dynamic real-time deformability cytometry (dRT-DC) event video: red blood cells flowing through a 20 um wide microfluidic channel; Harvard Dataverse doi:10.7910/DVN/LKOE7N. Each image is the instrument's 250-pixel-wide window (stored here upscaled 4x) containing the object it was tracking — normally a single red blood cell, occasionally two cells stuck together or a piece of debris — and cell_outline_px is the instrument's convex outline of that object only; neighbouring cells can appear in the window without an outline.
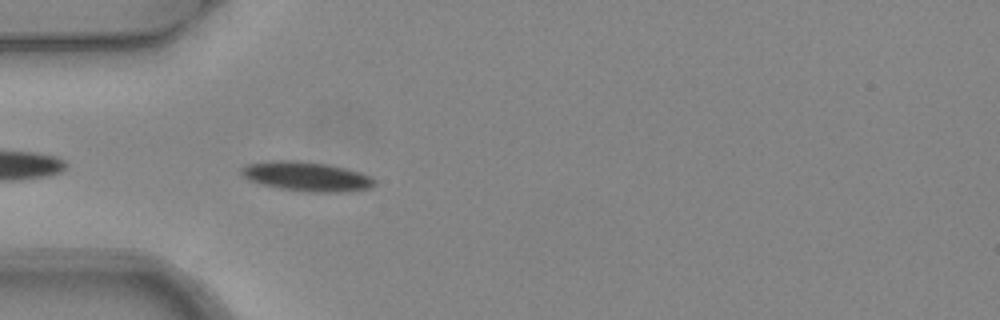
{"species": "common noctule bat (a hibernating species)", "species_latin": "Nyctalus noctula", "temperature_condition": "warm", "stored_images_in_passage": 4, "camera_frame_rate_fps": 3000, "um_per_image_px": 0.085, "animal": {"sex": "female", "body_mass_g": 24.6, "forearm_length_mm": 56.2}, "frame": {"image": 1, "passage_image": 4, "time_ms": 1.0, "image_size_px": [1000, 320], "cell_outline_px": [[376, 184], [372, 188], [348, 192], [308, 192], [280, 188], [260, 184], [248, 180], [240, 172], [240, 168], [248, 164], [280, 160], [296, 160], [324, 164], [344, 168], [360, 172], [372, 176], [376, 180]], "centroid_in_image_um": [26.1, 15.01], "position_along_channel_um": 58.9, "area_um2": 22.89}}